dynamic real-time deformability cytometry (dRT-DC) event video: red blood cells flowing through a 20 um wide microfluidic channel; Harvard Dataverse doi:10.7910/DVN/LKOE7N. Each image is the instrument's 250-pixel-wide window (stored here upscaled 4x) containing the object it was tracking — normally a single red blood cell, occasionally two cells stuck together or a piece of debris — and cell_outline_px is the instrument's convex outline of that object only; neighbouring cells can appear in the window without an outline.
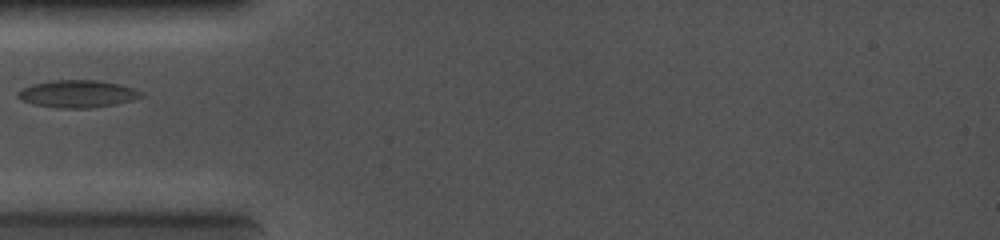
{"species": "common noctule bat (a hibernating species)", "species_latin": "Nyctalus noctula", "temperature_condition": "cold", "stored_images_in_passage": 11, "camera_frame_rate_fps": 5000, "um_per_image_px": 0.085, "animal": {"sex": "female", "body_mass_g": 19.0, "forearm_length_mm": 56.7}, "frame": {"image": 1, "passage_image": 1, "time_ms": 0.0, "image_size_px": [1000, 240], "cell_outline_px": [[144, 96], [132, 100], [116, 104], [88, 108], [60, 108], [32, 104], [16, 96], [16, 92], [32, 84], [52, 80], [96, 80], [120, 84], [144, 92]], "centroid_in_image_um": [6.61, 7.97], "position_along_channel_um": 78.4, "area_um2": 19.65}}
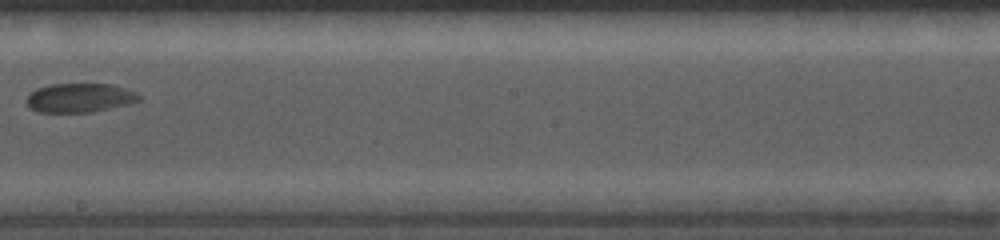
{"frame": {"image": 2, "passage_image": 7, "time_ms": 3.6, "image_size_px": [1000, 240], "cell_outline_px": [[140, 100], [128, 104], [92, 112], [36, 112], [24, 100], [36, 88], [52, 84], [108, 84], [124, 88], [136, 92], [140, 96]], "centroid_in_image_um": [6.76, 8.31], "position_along_channel_um": 241.4, "area_um2": 18.9}}
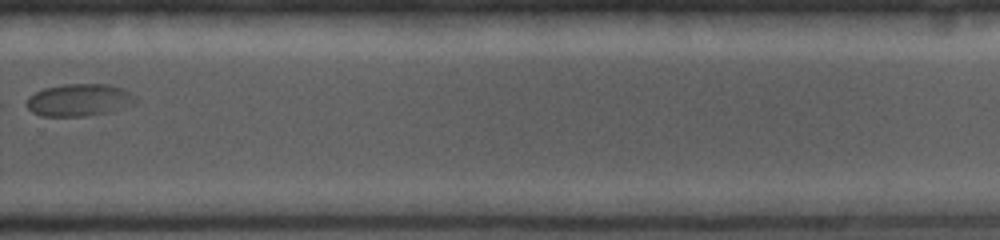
{"frame": {"image": 3, "passage_image": 10, "time_ms": 5.4, "image_size_px": [1000, 240], "cell_outline_px": [[140, 100], [136, 104], [124, 108], [108, 112], [84, 116], [40, 116], [32, 112], [28, 108], [28, 96], [44, 88], [64, 84], [108, 84], [124, 88], [132, 92]], "centroid_in_image_um": [6.81, 8.49], "position_along_channel_um": 323.0, "area_um2": 20.81}}